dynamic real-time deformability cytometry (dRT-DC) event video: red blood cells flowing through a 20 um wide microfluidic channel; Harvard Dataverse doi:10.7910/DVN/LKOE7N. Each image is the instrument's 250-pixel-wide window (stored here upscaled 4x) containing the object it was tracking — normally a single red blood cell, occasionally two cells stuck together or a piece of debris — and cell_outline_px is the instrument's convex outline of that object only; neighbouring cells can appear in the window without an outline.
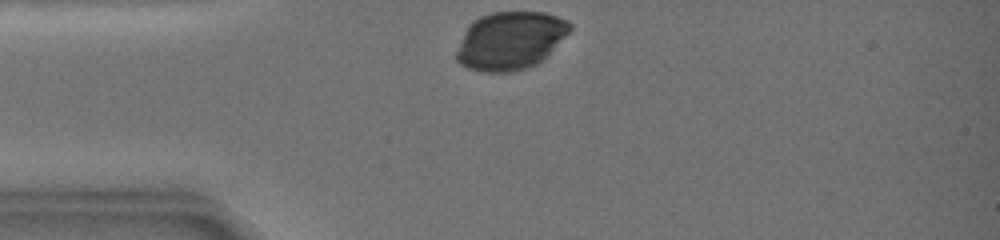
{"species": "common noctule bat (a hibernating species)", "species_latin": "Nyctalus noctula", "temperature_condition": "warm", "stored_images_in_passage": 40, "camera_frame_rate_fps": 3000, "um_per_image_px": 0.085, "animal": {"sex": "female", "body_mass_g": 19.0, "forearm_length_mm": 51.5}, "frame": {"image": 1, "passage_image": 1, "time_ms": 0.0, "image_size_px": [1000, 240], "cell_outline_px": [[572, 28], [536, 64], [524, 68], [508, 72], [484, 72], [468, 68], [460, 64], [456, 60], [456, 52], [464, 32], [468, 24], [480, 16], [492, 12], [544, 12], [568, 20], [572, 24]], "centroid_in_image_um": [43.32, 3.43], "position_along_channel_um": 41.7, "area_um2": 37.86}}